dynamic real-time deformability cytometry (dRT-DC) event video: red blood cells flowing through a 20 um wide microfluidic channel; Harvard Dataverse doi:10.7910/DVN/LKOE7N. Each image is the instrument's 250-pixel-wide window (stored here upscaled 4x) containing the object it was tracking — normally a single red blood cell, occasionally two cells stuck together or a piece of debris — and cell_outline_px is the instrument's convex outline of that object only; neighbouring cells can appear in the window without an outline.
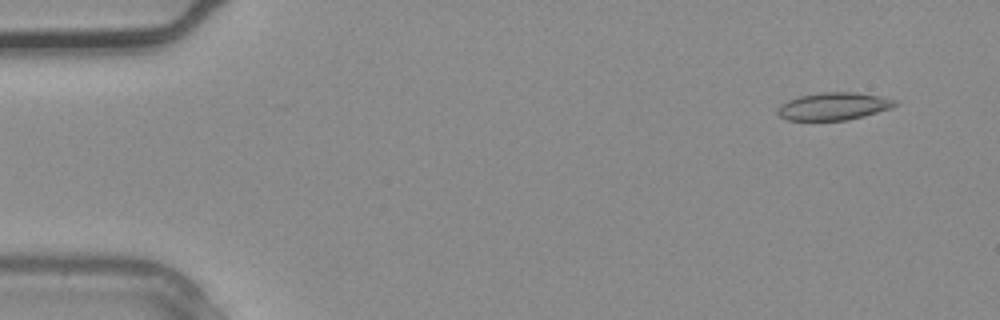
{"species": "common noctule bat (a hibernating species)", "species_latin": "Nyctalus noctula", "temperature_condition": "warm", "stored_images_in_passage": 3, "camera_frame_rate_fps": 3000, "um_per_image_px": 0.085, "animal": {"sex": "male", "body_mass_g": 20.4}, "frame": {"image": 1, "passage_image": 1, "time_ms": 0.0, "image_size_px": [1000, 320], "cell_outline_px": [[900, 104], [892, 108], [864, 116], [848, 120], [788, 120], [780, 116], [776, 112], [780, 104], [788, 100], [800, 96], [820, 92], [856, 92], [880, 96], [900, 100]], "centroid_in_image_um": [70.92, 9.03], "position_along_channel_um": 14.1, "area_um2": 19.07}}
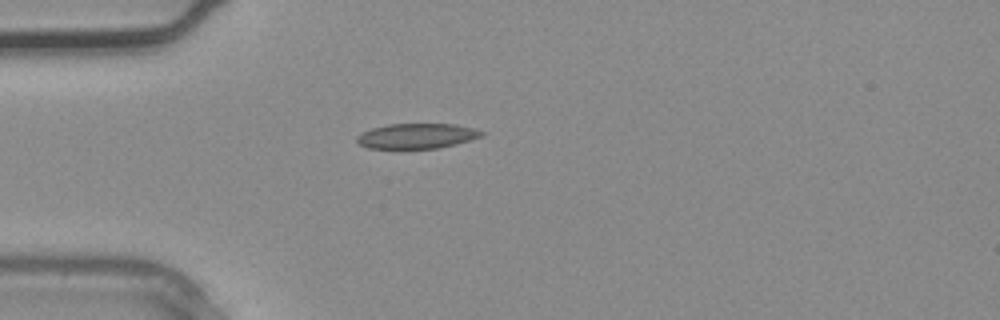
{"frame": {"image": 2, "passage_image": 3, "time_ms": 0.667, "image_size_px": [1000, 320], "cell_outline_px": [[484, 136], [472, 140], [456, 144], [436, 148], [400, 152], [368, 148], [360, 144], [356, 140], [356, 136], [372, 128], [388, 124], [452, 124], [472, 128], [484, 132]], "centroid_in_image_um": [35.38, 11.61], "position_along_channel_um": 49.6, "area_um2": 19.07}}